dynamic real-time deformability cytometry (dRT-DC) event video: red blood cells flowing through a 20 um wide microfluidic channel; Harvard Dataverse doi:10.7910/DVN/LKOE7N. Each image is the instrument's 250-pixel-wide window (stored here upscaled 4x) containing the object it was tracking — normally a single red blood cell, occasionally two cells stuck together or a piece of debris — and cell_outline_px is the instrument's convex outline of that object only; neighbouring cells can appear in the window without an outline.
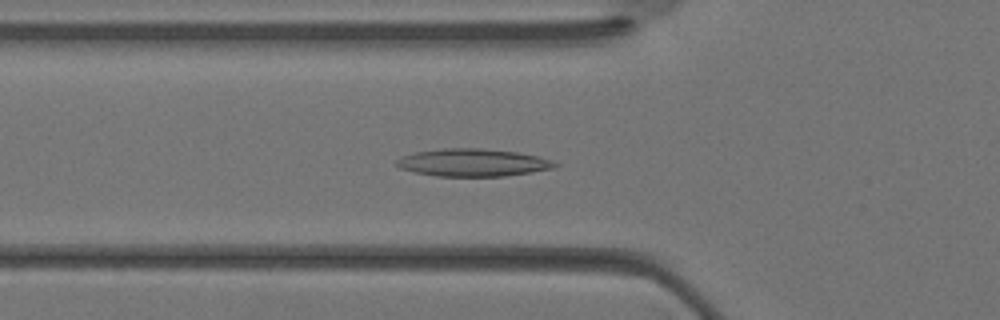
{"species": "Egyptian fruit bat (a non-hibernating species)", "species_latin": "Rousettus aegyptiacus", "temperature_condition": "warm", "stored_images_in_passage": 35, "camera_frame_rate_fps": 3000, "um_per_image_px": 0.085, "animal": {"sex": "female"}, "frame": {"image": 1, "passage_image": 12, "time_ms": 3.667, "image_size_px": [1000, 320], "cell_outline_px": [[560, 164], [556, 168], [532, 172], [504, 176], [436, 176], [416, 172], [400, 168], [396, 164], [396, 160], [400, 156], [416, 152], [440, 148], [480, 148], [516, 152], [540, 156], [552, 160]], "centroid_in_image_um": [40.23, 13.81], "position_along_channel_um": 85.6, "area_um2": 25.61}}
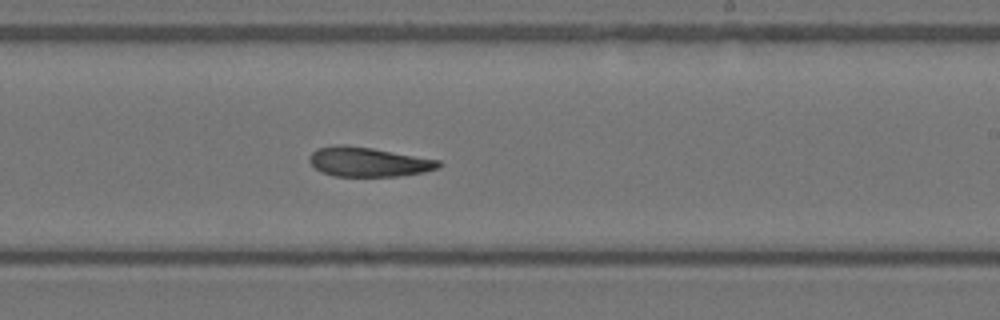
{"frame": {"image": 2, "passage_image": 21, "time_ms": 6.667, "image_size_px": [1000, 320], "cell_outline_px": [[444, 164], [440, 168], [424, 172], [400, 176], [336, 176], [320, 172], [308, 160], [308, 156], [316, 148], [336, 144], [344, 144], [372, 148], [440, 160]], "centroid_in_image_um": [31.31, 13.75], "position_along_channel_um": 257.7, "area_um2": 22.43}}
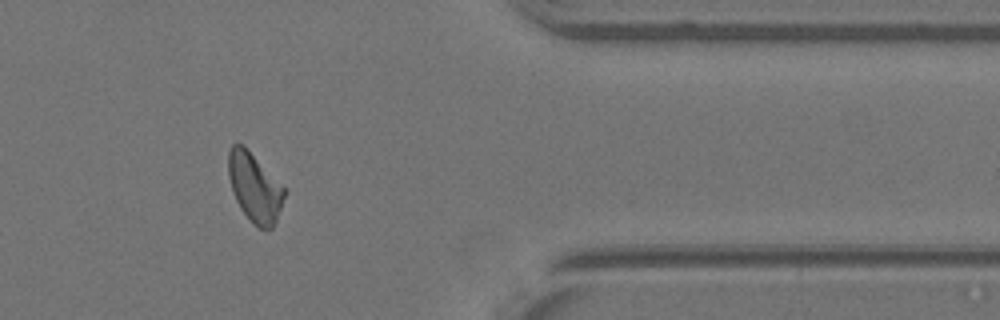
{"frame": {"image": 3, "passage_image": 29, "time_ms": 9.333, "image_size_px": [1000, 320], "cell_outline_px": [[284, 196], [276, 220], [272, 228], [260, 228], [252, 224], [248, 220], [240, 208], [232, 192], [228, 176], [228, 152], [232, 144], [244, 144], [284, 188]], "centroid_in_image_um": [21.59, 15.92], "position_along_channel_um": 389.8, "area_um2": 22.25}}